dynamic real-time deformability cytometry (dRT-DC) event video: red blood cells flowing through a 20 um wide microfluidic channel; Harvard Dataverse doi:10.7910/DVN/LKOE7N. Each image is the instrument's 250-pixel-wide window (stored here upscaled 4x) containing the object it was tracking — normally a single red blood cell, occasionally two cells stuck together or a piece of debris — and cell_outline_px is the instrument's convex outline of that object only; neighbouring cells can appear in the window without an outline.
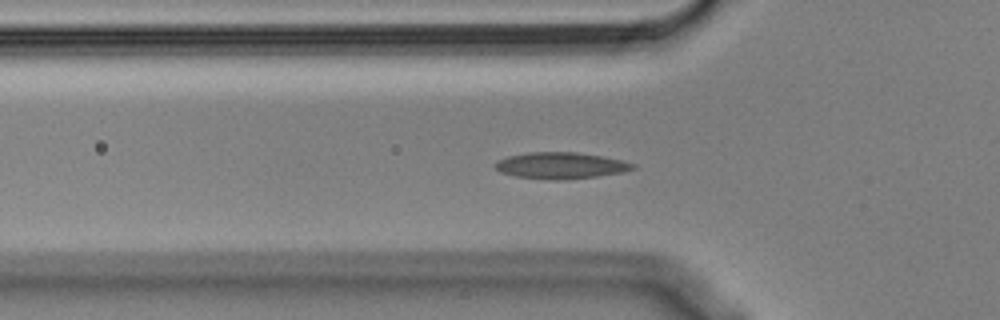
{"species": "Egyptian fruit bat (a non-hibernating species)", "species_latin": "Rousettus aegyptiacus", "temperature_condition": "cold", "stored_images_in_passage": 55, "camera_frame_rate_fps": 3000, "um_per_image_px": 0.085, "animal": {"sex": "male"}, "frame": {"image": 1, "passage_image": 17, "time_ms": 5.333, "image_size_px": [1000, 320], "cell_outline_px": [[636, 168], [624, 172], [596, 176], [564, 180], [556, 180], [516, 176], [500, 172], [492, 164], [496, 160], [508, 156], [528, 152], [576, 152], [600, 156], [620, 160], [636, 164]], "centroid_in_image_um": [47.63, 14.07], "position_along_channel_um": 78.2, "area_um2": 21.15}}
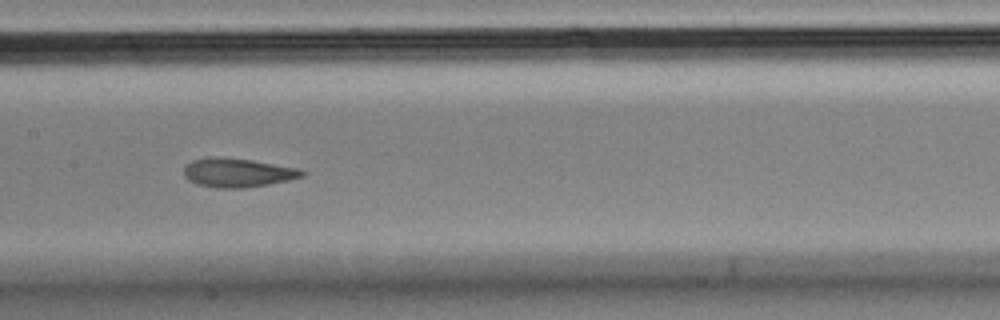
{"frame": {"image": 2, "passage_image": 26, "time_ms": 8.333, "image_size_px": [1000, 320], "cell_outline_px": [[308, 172], [304, 176], [288, 180], [268, 184], [240, 188], [220, 188], [196, 184], [188, 180], [184, 176], [184, 168], [192, 160], [208, 156], [216, 156], [252, 160], [300, 168]], "centroid_in_image_um": [20.21, 14.66], "position_along_channel_um": 187.2, "area_um2": 20.06}}
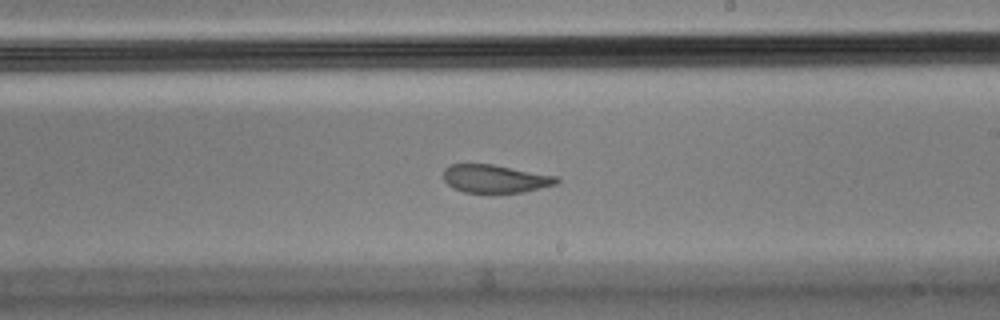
{"frame": {"image": 3, "passage_image": 31, "time_ms": 10.0, "image_size_px": [1000, 320], "cell_outline_px": [[560, 180], [556, 184], [524, 192], [492, 196], [464, 192], [452, 188], [444, 180], [444, 168], [448, 164], [492, 164], [560, 176]], "centroid_in_image_um": [42.1, 15.23], "position_along_channel_um": 246.9, "area_um2": 19.48}, "authors_computed_cell_mechanics": {"area_um2": 20.1722, "velocity_mm_per_s": 3.6012, "shape_relaxation_time_tau1_ms": null, "shape_relaxation_time_tau2_ms": 1.6507, "deformation_change_tau1": null, "deformation_change_tau2": 0.0703}}